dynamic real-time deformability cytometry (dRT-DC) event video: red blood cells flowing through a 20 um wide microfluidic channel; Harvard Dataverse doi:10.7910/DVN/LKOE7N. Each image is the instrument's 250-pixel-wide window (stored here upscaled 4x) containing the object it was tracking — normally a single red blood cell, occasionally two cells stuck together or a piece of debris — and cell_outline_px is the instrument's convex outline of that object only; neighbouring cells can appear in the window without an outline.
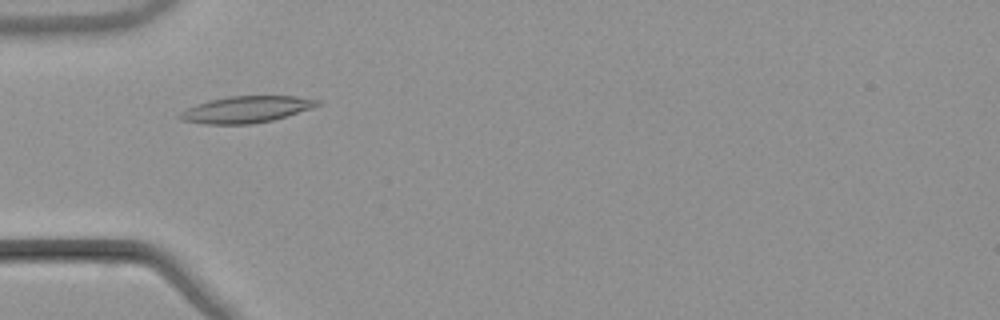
{"species": "common noctule bat (a hibernating species)", "species_latin": "Nyctalus noctula", "temperature_condition": "warm", "stored_images_in_passage": 43, "camera_frame_rate_fps": 3000, "um_per_image_px": 0.085, "animal": {"sex": "male", "body_mass_g": 21.5, "forearm_length_mm": 52.0}, "frame": {"image": 1, "passage_image": 7, "time_ms": 2.0, "image_size_px": [1000, 320], "cell_outline_px": [[320, 104], [312, 108], [288, 116], [272, 120], [252, 124], [204, 124], [180, 120], [176, 116], [180, 112], [196, 104], [228, 96], [296, 96], [320, 100]], "centroid_in_image_um": [20.92, 9.31], "position_along_channel_um": 64.1, "area_um2": 21.33}}
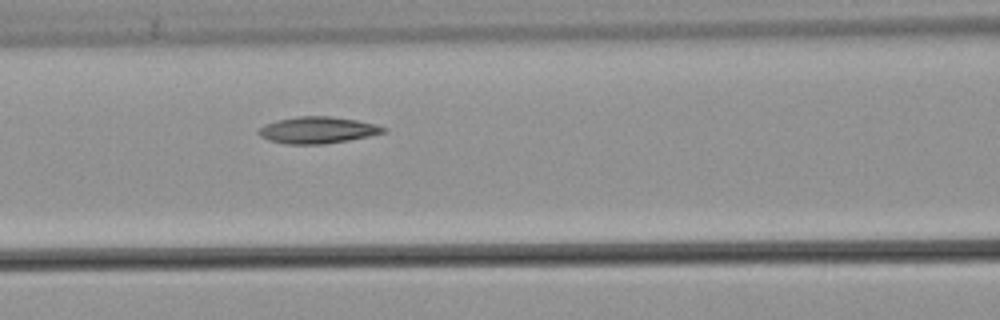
{"frame": {"image": 2, "passage_image": 13, "time_ms": 4.0, "image_size_px": [1000, 320], "cell_outline_px": [[388, 132], [348, 140], [324, 144], [284, 144], [268, 140], [260, 136], [256, 132], [264, 124], [276, 120], [296, 116], [328, 116], [356, 120], [376, 124], [388, 128]], "centroid_in_image_um": [26.98, 11.05], "position_along_channel_um": 139.6, "area_um2": 19.54}}
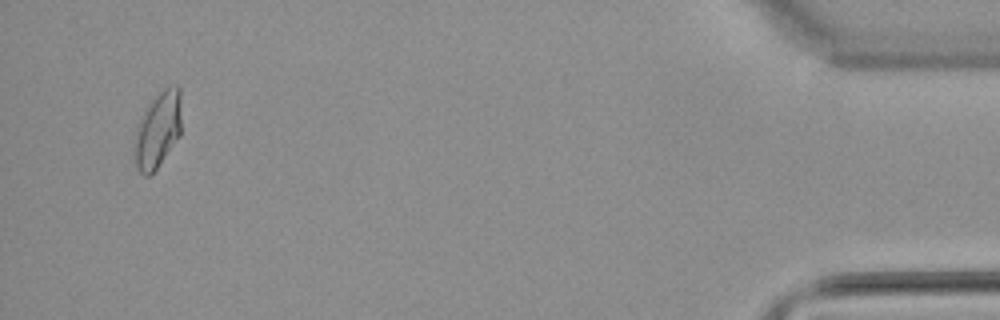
{"frame": {"image": 3, "passage_image": 41, "time_ms": 13.333, "image_size_px": [1000, 320], "cell_outline_px": [[180, 136], [156, 168], [148, 176], [144, 176], [136, 168], [136, 128], [140, 116], [148, 104], [164, 88], [176, 84], [180, 88]], "centroid_in_image_um": [13.42, 11.0], "position_along_channel_um": 421.8, "area_um2": 20.4}, "authors_computed_cell_mechanics": {"area_um2": 19.074, "velocity_mm_per_s": 3.8614, "shape_relaxation_time_tau1_ms": null, "shape_relaxation_time_tau2_ms": 2.5558, "deformation_change_tau1": null, "deformation_change_tau2": 0.083}}